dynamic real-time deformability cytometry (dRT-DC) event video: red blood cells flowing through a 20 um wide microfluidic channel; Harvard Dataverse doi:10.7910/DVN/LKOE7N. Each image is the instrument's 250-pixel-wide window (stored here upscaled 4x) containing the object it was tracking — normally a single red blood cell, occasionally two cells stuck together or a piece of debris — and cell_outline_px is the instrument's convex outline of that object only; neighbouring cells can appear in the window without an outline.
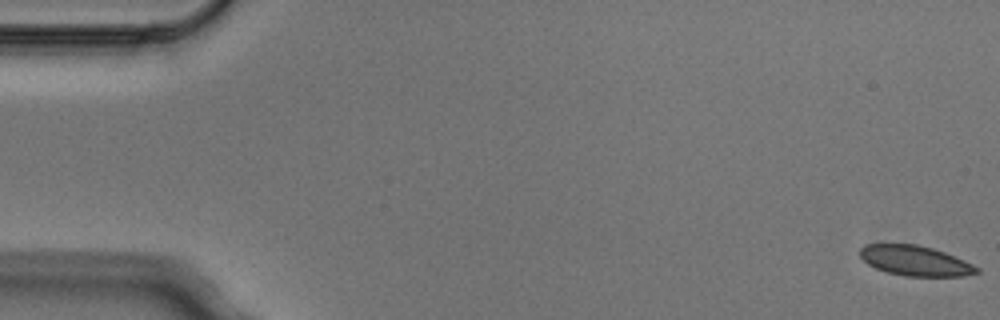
{"species": "Egyptian fruit bat (a non-hibernating species)", "species_latin": "Rousettus aegyptiacus", "temperature_condition": "cold", "stored_images_in_passage": 5, "camera_frame_rate_fps": 3000, "um_per_image_px": 0.085, "animal": {"sex": "male"}, "frame": {"image": 1, "passage_image": 1, "time_ms": 0.0, "image_size_px": [1000, 320], "cell_outline_px": [[980, 272], [964, 276], [904, 276], [888, 272], [876, 268], [868, 264], [860, 256], [860, 248], [864, 244], [916, 244], [932, 248], [944, 252], [964, 260], [980, 268]], "centroid_in_image_um": [77.8, 22.16], "position_along_channel_um": 7.2, "area_um2": 20.4}}
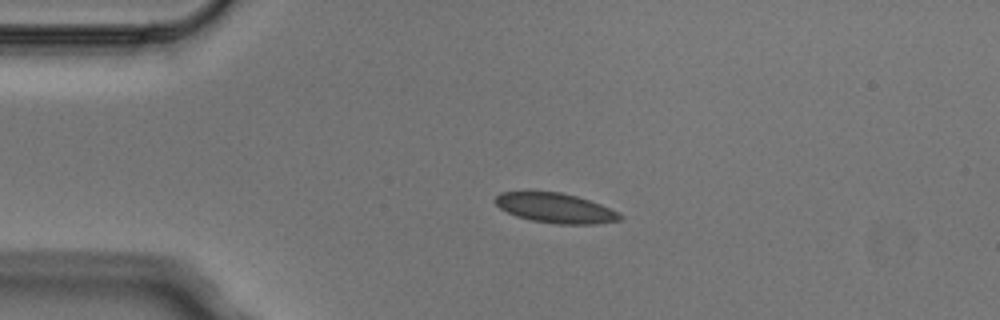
{"frame": {"image": 2, "passage_image": 4, "time_ms": 1.0, "image_size_px": [1000, 320], "cell_outline_px": [[624, 216], [620, 220], [596, 224], [556, 224], [532, 220], [516, 216], [500, 208], [492, 200], [500, 192], [560, 192], [576, 196], [600, 204]], "centroid_in_image_um": [47.18, 17.69], "position_along_channel_um": 37.8, "area_um2": 21.44}}